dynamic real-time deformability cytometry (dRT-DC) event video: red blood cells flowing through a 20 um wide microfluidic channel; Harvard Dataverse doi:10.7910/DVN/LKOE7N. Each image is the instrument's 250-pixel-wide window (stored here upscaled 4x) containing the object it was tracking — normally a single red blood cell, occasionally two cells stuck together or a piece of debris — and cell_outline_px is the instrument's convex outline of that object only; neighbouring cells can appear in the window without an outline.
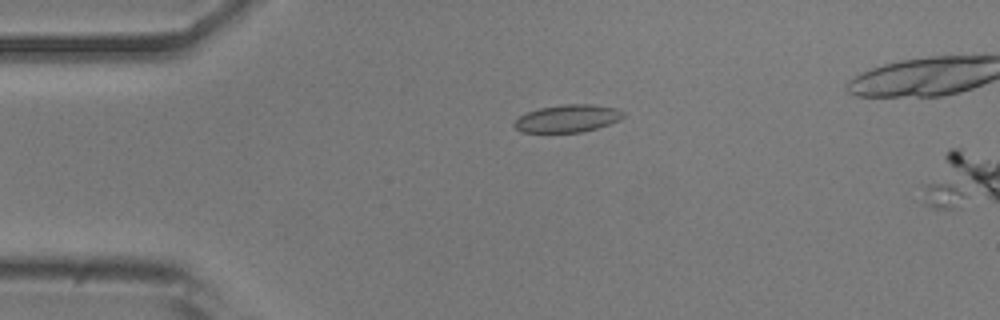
{"species": "common noctule bat (a hibernating species)", "species_latin": "Nyctalus noctula", "temperature_condition": "room temperature", "stored_images_in_passage": 48, "camera_frame_rate_fps": 3000, "um_per_image_px": 0.085, "animal": {"sex": "male", "body_mass_g": 20.5, "forearm_length_mm": 52.5}, "frame": {"image": 1, "passage_image": 10, "time_ms": 3.0, "image_size_px": [1000, 320], "cell_outline_px": [[624, 116], [620, 120], [596, 128], [580, 132], [520, 132], [512, 124], [520, 116], [528, 112], [540, 108], [564, 104], [592, 104], [616, 108], [624, 112]], "centroid_in_image_um": [48.25, 10.06], "position_along_channel_um": 36.8, "area_um2": 17.34}}
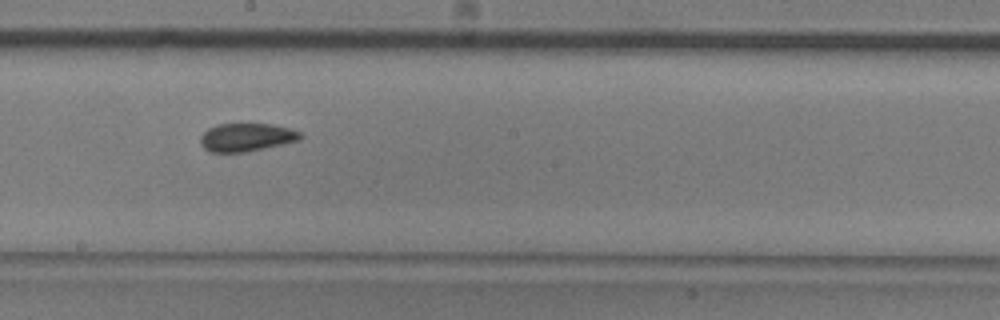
{"frame": {"image": 2, "passage_image": 27, "time_ms": 8.667, "image_size_px": [1000, 320], "cell_outline_px": [[304, 136], [300, 140], [264, 148], [244, 152], [212, 152], [204, 148], [200, 144], [200, 136], [208, 128], [216, 124], [272, 124], [292, 128], [300, 132]], "centroid_in_image_um": [20.96, 11.66], "position_along_channel_um": 227.2, "area_um2": 16.47}}
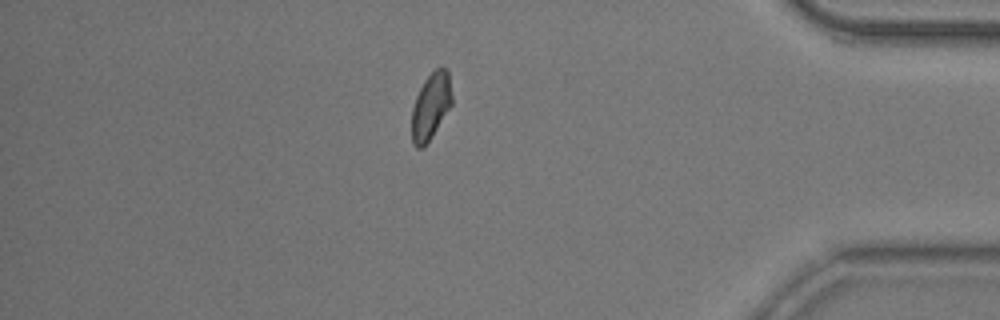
{"frame": {"image": 3, "passage_image": 43, "time_ms": 14.0, "image_size_px": [1000, 320], "cell_outline_px": [[452, 104], [432, 136], [424, 148], [416, 148], [412, 144], [412, 108], [416, 96], [424, 80], [436, 68], [448, 68], [452, 96]], "centroid_in_image_um": [36.61, 9.04], "position_along_channel_um": 398.6, "area_um2": 15.61}}